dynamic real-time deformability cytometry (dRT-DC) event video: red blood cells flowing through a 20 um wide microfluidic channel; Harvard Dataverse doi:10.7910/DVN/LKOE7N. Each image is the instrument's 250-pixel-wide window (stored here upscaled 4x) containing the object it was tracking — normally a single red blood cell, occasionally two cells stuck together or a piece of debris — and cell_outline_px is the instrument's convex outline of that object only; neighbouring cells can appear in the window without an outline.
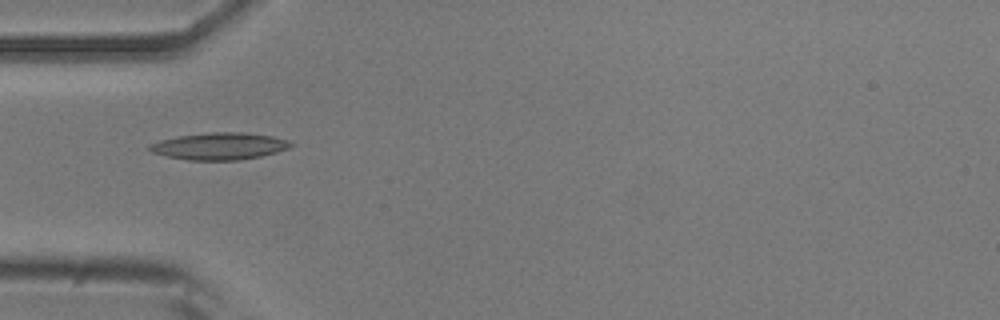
{"species": "common noctule bat (a hibernating species)", "species_latin": "Nyctalus noctula", "temperature_condition": "room temperature", "stored_images_in_passage": 38, "camera_frame_rate_fps": 3000, "um_per_image_px": 0.085, "animal": {"sex": "male", "body_mass_g": 20.5, "forearm_length_mm": 52.5}, "frame": {"image": 1, "passage_image": 1, "time_ms": 0.0, "image_size_px": [1000, 320], "cell_outline_px": [[296, 144], [288, 148], [276, 152], [260, 156], [240, 160], [188, 160], [168, 156], [152, 152], [148, 148], [148, 144], [160, 140], [176, 136], [208, 132], [244, 132], [272, 136], [288, 140]], "centroid_in_image_um": [18.65, 12.41], "position_along_channel_um": 66.3, "area_um2": 22.31}}
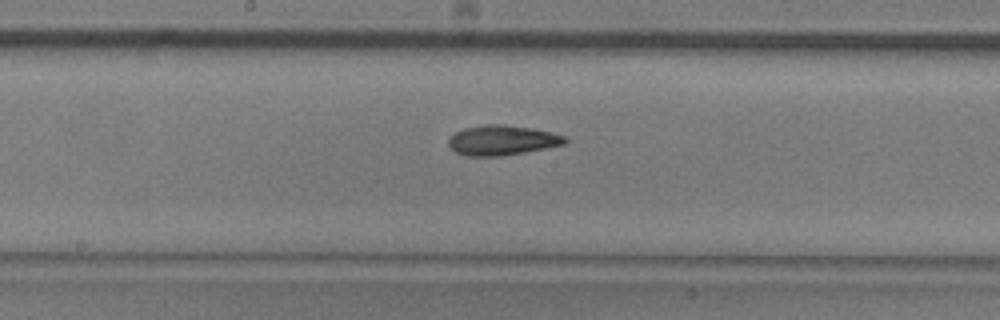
{"frame": {"image": 2, "passage_image": 12, "time_ms": 3.667, "image_size_px": [1000, 320], "cell_outline_px": [[568, 140], [564, 144], [524, 152], [500, 156], [468, 156], [456, 152], [448, 144], [448, 140], [456, 132], [464, 128], [488, 124], [504, 124], [532, 128], [552, 132], [564, 136]], "centroid_in_image_um": [42.68, 11.91], "position_along_channel_um": 205.5, "area_um2": 20.11}}
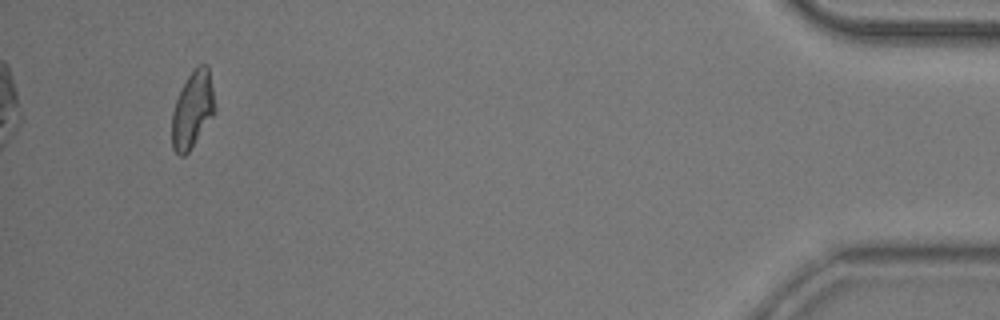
{"frame": {"image": 3, "passage_image": 35, "time_ms": 11.333, "image_size_px": [1000, 320], "cell_outline_px": [[216, 112], [188, 152], [184, 156], [180, 156], [172, 148], [172, 112], [176, 100], [188, 76], [196, 64], [208, 64], [216, 108]], "centroid_in_image_um": [16.38, 9.3], "position_along_channel_um": 418.8, "area_um2": 19.19}, "authors_computed_cell_mechanics": {"area_um2": 19.5075, "velocity_mm_per_s": 3.7629, "shape_relaxation_time_tau1_ms": 5.0311, "shape_relaxation_time_tau2_ms": 5.2221, "deformation_change_tau1": 0.1648, "deformation_change_tau2": 0.1291}}